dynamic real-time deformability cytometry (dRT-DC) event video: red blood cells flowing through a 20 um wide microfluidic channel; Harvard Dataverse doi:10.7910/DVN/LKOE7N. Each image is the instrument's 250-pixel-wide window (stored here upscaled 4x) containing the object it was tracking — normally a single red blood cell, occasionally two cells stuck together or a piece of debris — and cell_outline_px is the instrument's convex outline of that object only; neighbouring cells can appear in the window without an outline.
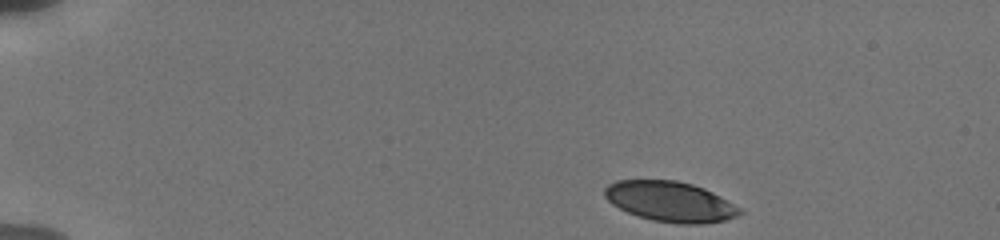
{"species": "human", "species_latin": "Homo sapiens", "temperature_condition": "cold", "stored_images_in_passage": 46, "camera_frame_rate_fps": 3000, "um_per_image_px": 0.085, "donor": {"sex": "male"}, "frame": {"image": 1, "passage_image": 1, "time_ms": 0.0, "image_size_px": [1000, 240], "cell_outline_px": [[744, 212], [736, 216], [724, 220], [704, 224], [676, 224], [652, 220], [628, 212], [612, 204], [604, 196], [604, 188], [608, 184], [616, 180], [676, 180], [692, 184], [704, 188], [720, 196], [740, 208]], "centroid_in_image_um": [56.96, 17.13], "position_along_channel_um": 28.0, "area_um2": 31.67}}
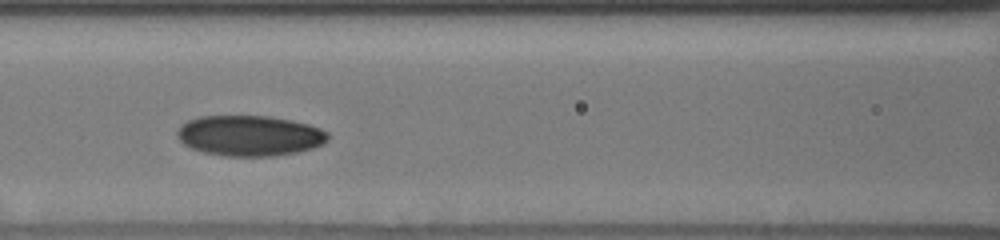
{"frame": {"image": 2, "passage_image": 18, "time_ms": 5.667, "image_size_px": [1000, 240], "cell_outline_px": [[328, 140], [324, 144], [300, 152], [272, 156], [224, 156], [204, 152], [192, 148], [184, 144], [176, 136], [176, 132], [180, 124], [188, 120], [200, 116], [268, 116], [292, 120], [308, 124], [320, 128], [328, 132]], "centroid_in_image_um": [21.22, 11.53], "position_along_channel_um": 145.4, "area_um2": 35.84}}
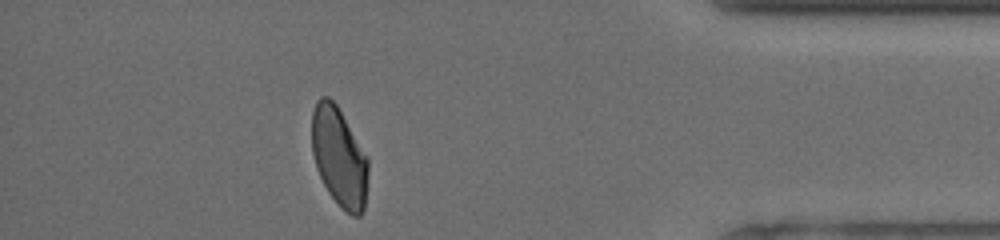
{"frame": {"image": 3, "passage_image": 41, "time_ms": 13.333, "image_size_px": [1000, 240], "cell_outline_px": [[368, 172], [364, 208], [360, 216], [352, 216], [340, 208], [328, 192], [316, 168], [312, 152], [312, 112], [316, 100], [320, 96], [328, 96], [336, 104], [368, 156]], "centroid_in_image_um": [28.82, 13.34], "position_along_channel_um": 406.4, "area_um2": 32.77}, "authors_computed_cell_mechanics": {"area_um2": 33.8419, "velocity_mm_per_s": 3.8259, "shape_relaxation_time_tau1_ms": 5.7785, "shape_relaxation_time_tau2_ms": 2.1429, "deformation_change_tau1": 0.1327, "deformation_change_tau2": 0.0613}}